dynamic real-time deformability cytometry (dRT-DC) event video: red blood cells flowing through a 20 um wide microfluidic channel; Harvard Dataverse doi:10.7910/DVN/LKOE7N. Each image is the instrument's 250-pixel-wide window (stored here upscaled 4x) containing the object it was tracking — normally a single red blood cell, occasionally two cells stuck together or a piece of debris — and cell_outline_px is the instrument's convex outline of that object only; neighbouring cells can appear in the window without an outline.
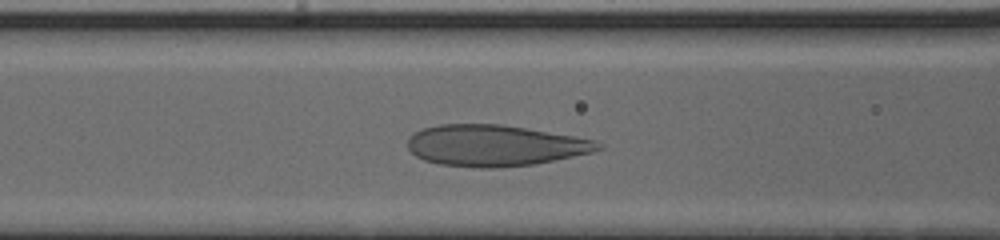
{"species": "human", "species_latin": "Homo sapiens", "temperature_condition": "cold", "stored_images_in_passage": 35, "camera_frame_rate_fps": 3000, "um_per_image_px": 0.085, "donor": {"sex": "male"}, "frame": {"image": 1, "passage_image": 12, "time_ms": 3.667, "image_size_px": [1000, 240], "cell_outline_px": [[604, 148], [592, 152], [536, 164], [496, 168], [480, 168], [440, 164], [424, 160], [416, 156], [408, 148], [408, 136], [424, 128], [440, 124], [500, 124], [596, 140], [604, 144]], "centroid_in_image_um": [42.06, 12.37], "position_along_channel_um": 124.5, "area_um2": 45.6}}
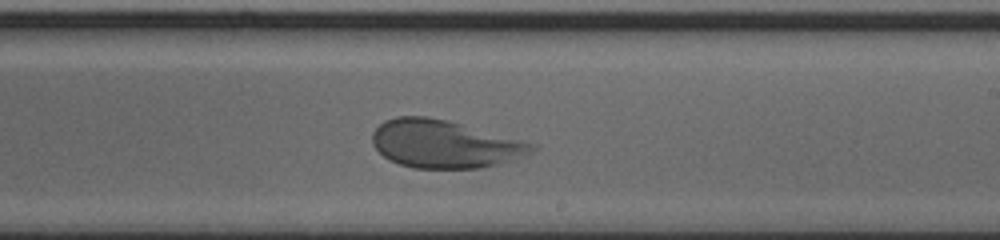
{"frame": {"image": 2, "passage_image": 22, "time_ms": 7.0, "image_size_px": [1000, 240], "cell_outline_px": [[540, 148], [528, 156], [480, 168], [412, 168], [388, 160], [372, 144], [372, 132], [384, 120], [396, 116], [428, 116], [448, 120], [540, 144]], "centroid_in_image_um": [37.85, 12.23], "position_along_channel_um": 251.1, "area_um2": 45.14}}
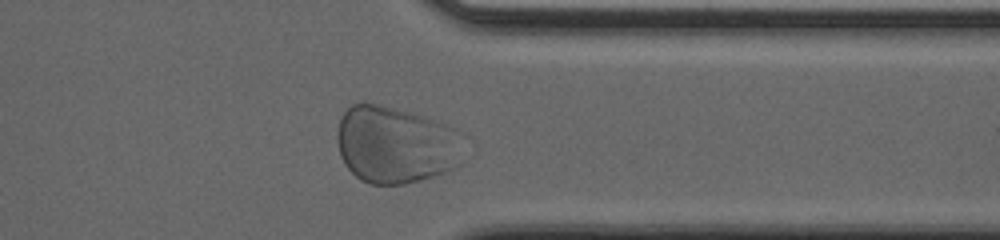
{"frame": {"image": 3, "passage_image": 32, "time_ms": 10.333, "image_size_px": [1000, 240], "cell_outline_px": [[468, 160], [464, 164], [456, 168], [432, 176], [404, 184], [368, 184], [360, 180], [344, 164], [340, 156], [336, 140], [336, 132], [340, 116], [352, 104], [376, 104], [408, 112], [448, 124], [464, 132], [468, 136]], "centroid_in_image_um": [33.77, 12.32], "position_along_channel_um": 377.6, "area_um2": 58.78}}